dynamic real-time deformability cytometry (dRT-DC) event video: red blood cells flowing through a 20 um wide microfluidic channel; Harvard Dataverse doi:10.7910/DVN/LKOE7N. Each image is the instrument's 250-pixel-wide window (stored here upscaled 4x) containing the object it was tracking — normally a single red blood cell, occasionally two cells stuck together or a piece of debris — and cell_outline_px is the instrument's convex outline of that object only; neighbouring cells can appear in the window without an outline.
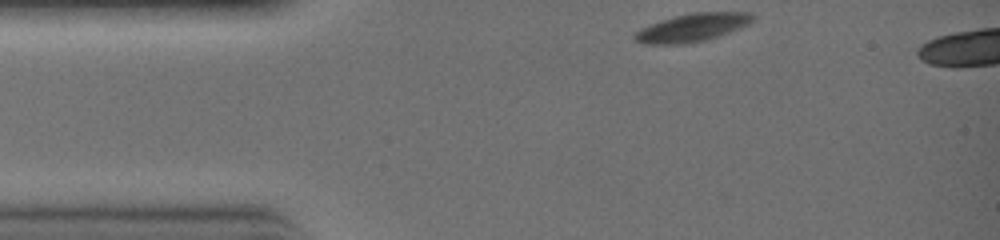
{"species": "common noctule bat (a hibernating species)", "species_latin": "Nyctalus noctula", "temperature_condition": "warm", "stored_images_in_passage": 4, "camera_frame_rate_fps": 3000, "um_per_image_px": 0.085, "animal": {"sex": "female", "body_mass_g": 19.0, "forearm_length_mm": 51.5}, "frame": {"image": 1, "passage_image": 1, "time_ms": 0.0, "image_size_px": [1000, 240], "cell_outline_px": [[756, 16], [748, 24], [740, 28], [704, 40], [684, 44], [644, 44], [636, 40], [632, 36], [640, 28], [660, 20], [692, 12], [752, 12]], "centroid_in_image_um": [58.83, 2.33], "position_along_channel_um": 26.2, "area_um2": 19.19}}
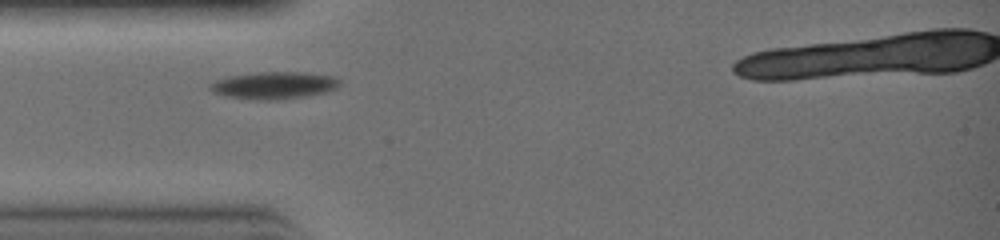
{"frame": {"image": 2, "passage_image": 4, "time_ms": 1.0, "image_size_px": [1000, 240], "cell_outline_px": [[340, 84], [336, 88], [328, 92], [304, 96], [260, 100], [224, 96], [212, 92], [208, 88], [208, 84], [216, 80], [228, 76], [260, 72], [304, 72], [332, 76], [340, 80]], "centroid_in_image_um": [23.26, 7.24], "position_along_channel_um": 61.7, "area_um2": 20.4}}